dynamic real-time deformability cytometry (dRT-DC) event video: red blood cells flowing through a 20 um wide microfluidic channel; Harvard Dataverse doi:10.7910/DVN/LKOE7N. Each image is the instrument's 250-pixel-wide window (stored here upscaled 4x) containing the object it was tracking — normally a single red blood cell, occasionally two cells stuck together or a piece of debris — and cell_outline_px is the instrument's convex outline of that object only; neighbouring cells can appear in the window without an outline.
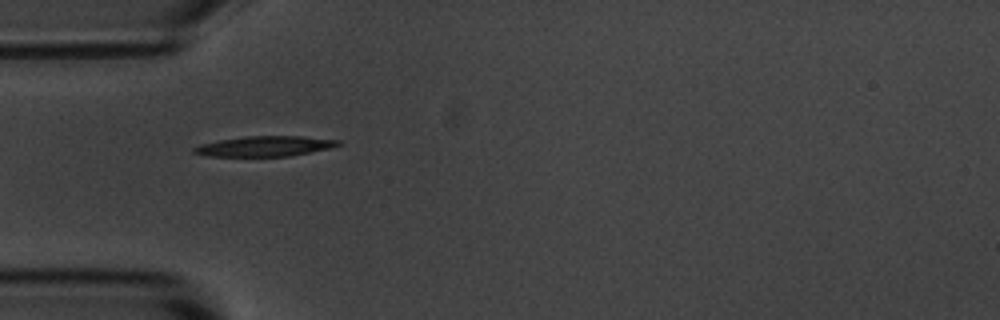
{"species": "common noctule bat (a hibernating species)", "species_latin": "Nyctalus noctula", "temperature_condition": "room temperature", "stored_images_in_passage": 40, "camera_frame_rate_fps": 3000, "um_per_image_px": 0.085, "animal": {"sex": "male", "body_mass_g": 20.1, "forearm_length_mm": 53.5}, "frame": {"image": 1, "passage_image": 1, "time_ms": 0.0, "image_size_px": [1000, 320], "cell_outline_px": [[344, 144], [332, 148], [288, 156], [208, 156], [192, 152], [192, 148], [200, 144], [220, 140], [248, 136], [300, 136], [340, 140]], "centroid_in_image_um": [22.55, 12.42], "position_along_channel_um": 62.4, "area_um2": 16.99}}
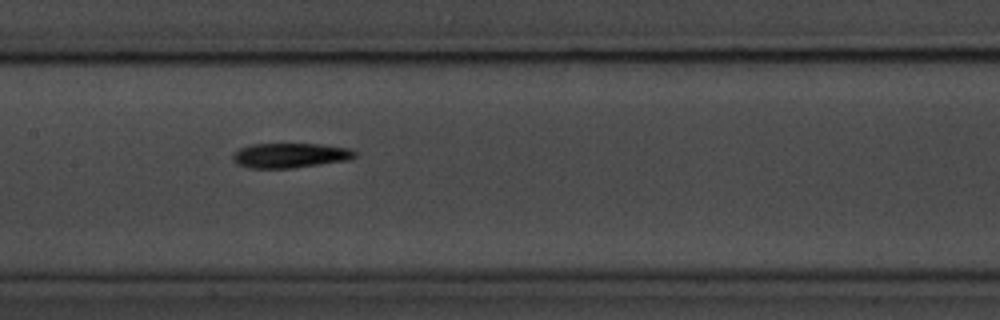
{"frame": {"image": 2, "passage_image": 11, "time_ms": 3.333, "image_size_px": [1000, 320], "cell_outline_px": [[356, 156], [348, 160], [292, 168], [248, 168], [236, 164], [232, 160], [232, 156], [240, 148], [252, 144], [320, 144], [348, 148], [356, 152]], "centroid_in_image_um": [24.63, 13.21], "position_along_channel_um": 182.8, "area_um2": 17.57}}
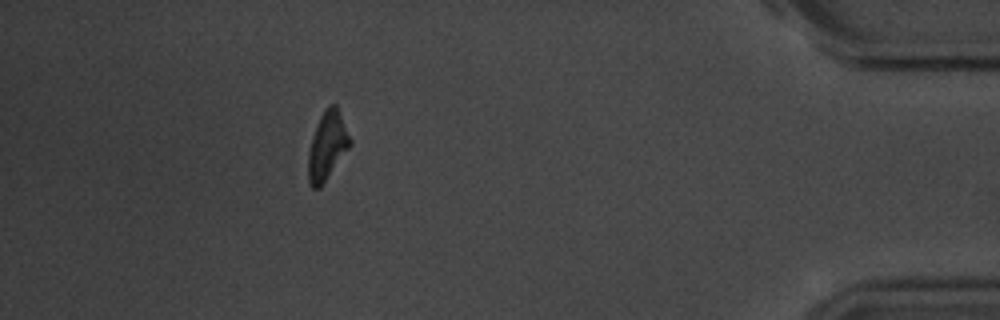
{"frame": {"image": 3, "passage_image": 34, "time_ms": 11.0, "image_size_px": [1000, 320], "cell_outline_px": [[352, 144], [320, 188], [312, 188], [308, 180], [308, 152], [312, 136], [316, 124], [324, 108], [328, 104], [336, 104], [352, 140]], "centroid_in_image_um": [27.81, 12.37], "position_along_channel_um": 407.4, "area_um2": 16.76}, "authors_computed_cell_mechanics": {"area_um2": 16.9932, "velocity_mm_per_s": 3.6192, "shape_relaxation_time_tau1_ms": 4.6512, "shape_relaxation_time_tau2_ms": 8.4888, "deformation_change_tau1": 0.1732, "deformation_change_tau2": 0.1771}}